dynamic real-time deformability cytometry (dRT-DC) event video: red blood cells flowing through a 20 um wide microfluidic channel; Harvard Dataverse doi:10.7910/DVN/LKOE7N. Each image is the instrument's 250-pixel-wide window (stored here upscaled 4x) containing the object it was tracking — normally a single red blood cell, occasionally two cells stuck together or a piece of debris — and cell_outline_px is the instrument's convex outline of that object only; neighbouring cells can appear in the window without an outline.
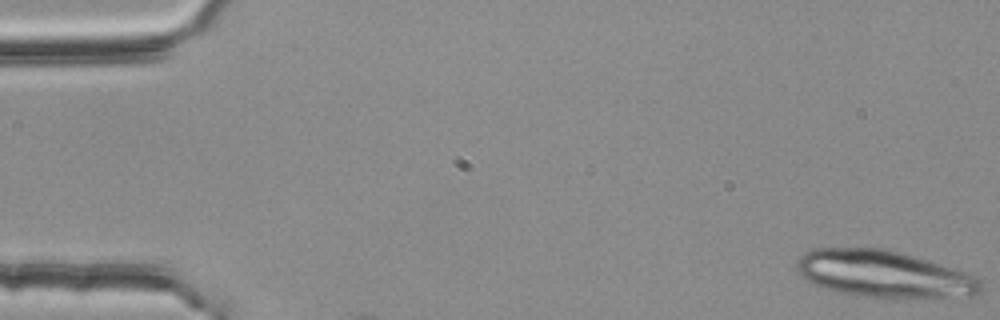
{"species": "common noctule bat (a hibernating species)", "species_latin": "Nyctalus noctula", "temperature_condition": "room temperature", "stored_images_in_passage": 36, "camera_frame_rate_fps": 3000, "um_per_image_px": 0.085, "animal": {"sex": "female", "body_mass_g": 25.1}, "frame": {"image": 1, "passage_image": 1, "time_ms": 0.0, "image_size_px": [1000, 320], "cell_outline_px": [[984, 284], [980, 292], [976, 296], [884, 300], [856, 296], [836, 292], [824, 288], [800, 276], [796, 268], [796, 264], [800, 256], [804, 252], [816, 248], [884, 248], [928, 260], [976, 276]], "centroid_in_image_um": [75.15, 23.34], "position_along_channel_um": 9.8, "area_um2": 51.33}}